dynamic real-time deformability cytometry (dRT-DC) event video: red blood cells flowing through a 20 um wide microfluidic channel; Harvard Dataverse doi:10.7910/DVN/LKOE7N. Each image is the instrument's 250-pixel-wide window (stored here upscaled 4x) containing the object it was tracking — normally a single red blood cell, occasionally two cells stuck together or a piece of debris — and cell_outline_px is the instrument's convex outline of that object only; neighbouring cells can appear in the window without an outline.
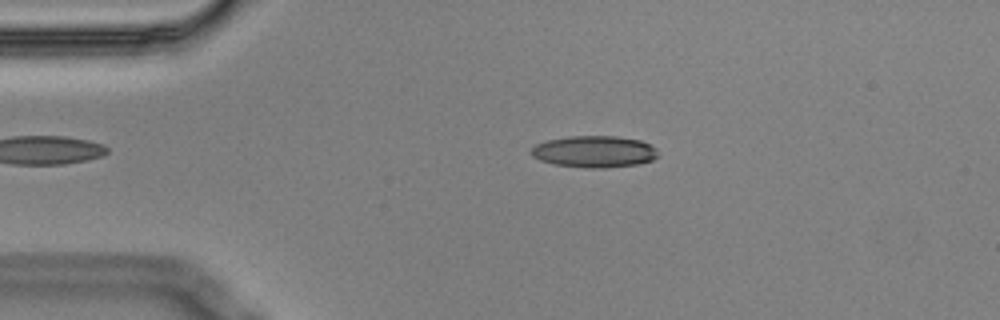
{"species": "Egyptian fruit bat (a non-hibernating species)", "species_latin": "Rousettus aegyptiacus", "temperature_condition": "cold", "stored_images_in_passage": 4, "camera_frame_rate_fps": 3000, "um_per_image_px": 0.085, "animal": {"sex": "male"}, "frame": {"image": 1, "passage_image": 3, "time_ms": 0.667, "image_size_px": [1000, 320], "cell_outline_px": [[660, 156], [652, 160], [636, 164], [604, 168], [584, 168], [552, 164], [540, 160], [532, 156], [532, 148], [536, 144], [548, 140], [572, 136], [616, 136], [640, 140], [656, 148]], "centroid_in_image_um": [50.53, 12.89], "position_along_channel_um": 34.5, "area_um2": 23.41}}